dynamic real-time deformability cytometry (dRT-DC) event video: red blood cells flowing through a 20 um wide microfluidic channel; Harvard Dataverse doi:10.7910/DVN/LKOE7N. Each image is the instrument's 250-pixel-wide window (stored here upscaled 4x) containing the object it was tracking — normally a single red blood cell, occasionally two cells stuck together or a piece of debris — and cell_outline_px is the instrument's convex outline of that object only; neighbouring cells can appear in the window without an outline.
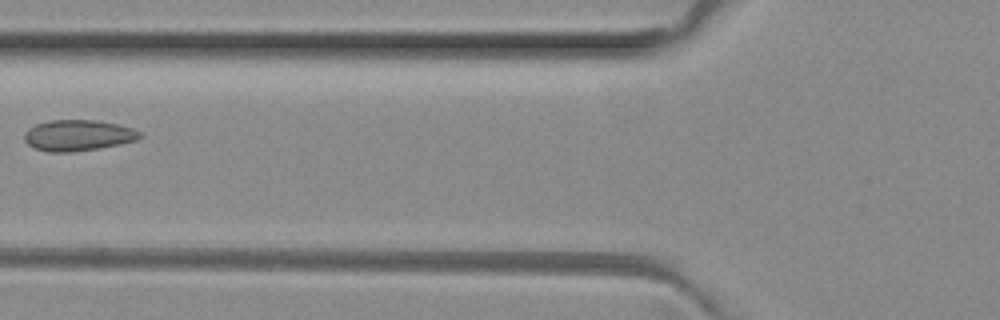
{"species": "common noctule bat (a hibernating species)", "species_latin": "Nyctalus noctula", "temperature_condition": "room temperature", "stored_images_in_passage": 6, "camera_frame_rate_fps": 3000, "um_per_image_px": 0.085, "animal": {"sex": "female", "body_mass_g": 29.2, "forearm_length_mm": 56.3}, "frame": {"image": 1, "passage_image": 6, "time_ms": 1.667, "image_size_px": [1000, 320], "cell_outline_px": [[144, 136], [136, 140], [120, 144], [100, 148], [72, 152], [48, 152], [36, 148], [28, 144], [24, 140], [24, 132], [28, 128], [36, 124], [52, 120], [96, 120], [120, 124], [132, 128], [140, 132]], "centroid_in_image_um": [6.65, 11.5], "position_along_channel_um": 119.2, "area_um2": 20.98}}